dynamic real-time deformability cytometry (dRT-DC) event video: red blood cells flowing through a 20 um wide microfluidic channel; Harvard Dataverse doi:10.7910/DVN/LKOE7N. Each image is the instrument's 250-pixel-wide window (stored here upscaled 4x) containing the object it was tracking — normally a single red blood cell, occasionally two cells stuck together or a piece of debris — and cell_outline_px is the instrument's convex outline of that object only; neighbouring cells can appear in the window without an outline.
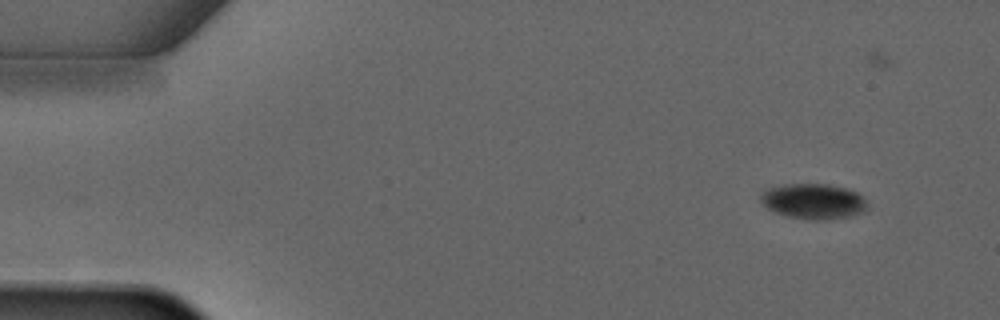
{"species": "common noctule bat (a hibernating species)", "species_latin": "Nyctalus noctula", "temperature_condition": "warm", "stored_images_in_passage": 5, "camera_frame_rate_fps": 3000, "um_per_image_px": 0.085, "animal": {"sex": "male", "forearm_length_mm": 52.5}, "frame": {"image": 1, "passage_image": 1, "time_ms": 0.0, "image_size_px": [1000, 320], "cell_outline_px": [[868, 212], [848, 216], [824, 220], [812, 220], [788, 216], [776, 212], [768, 208], [760, 200], [760, 192], [764, 188], [784, 184], [828, 184], [848, 188], [864, 196], [868, 204]], "centroid_in_image_um": [69.17, 17.1], "position_along_channel_um": 15.8, "area_um2": 22.37}}